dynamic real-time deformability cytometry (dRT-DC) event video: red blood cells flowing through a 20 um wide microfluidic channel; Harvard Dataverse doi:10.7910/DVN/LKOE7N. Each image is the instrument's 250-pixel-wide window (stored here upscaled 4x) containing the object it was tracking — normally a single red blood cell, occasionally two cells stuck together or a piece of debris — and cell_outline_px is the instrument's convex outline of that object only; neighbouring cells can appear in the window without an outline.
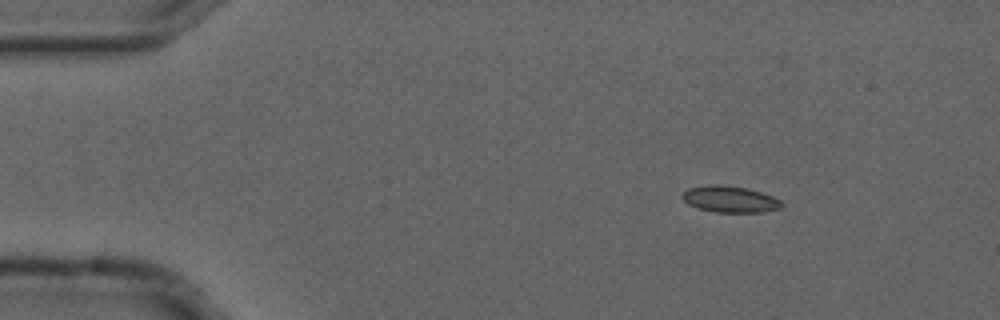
{"species": "common noctule bat (a hibernating species)", "species_latin": "Nyctalus noctula", "temperature_condition": "cold", "stored_images_in_passage": 17, "camera_frame_rate_fps": 3000, "um_per_image_px": 0.085, "animal": {"sex": "male", "forearm_length_mm": 52.5}, "frame": {"image": 1, "passage_image": 1, "time_ms": 0.0, "image_size_px": [1000, 320], "cell_outline_px": [[784, 204], [780, 208], [760, 212], [716, 212], [696, 208], [688, 204], [680, 196], [688, 188], [708, 184], [724, 184], [748, 188], [772, 196], [780, 200]], "centroid_in_image_um": [62.01, 16.92], "position_along_channel_um": 23.0, "area_um2": 15.43}}
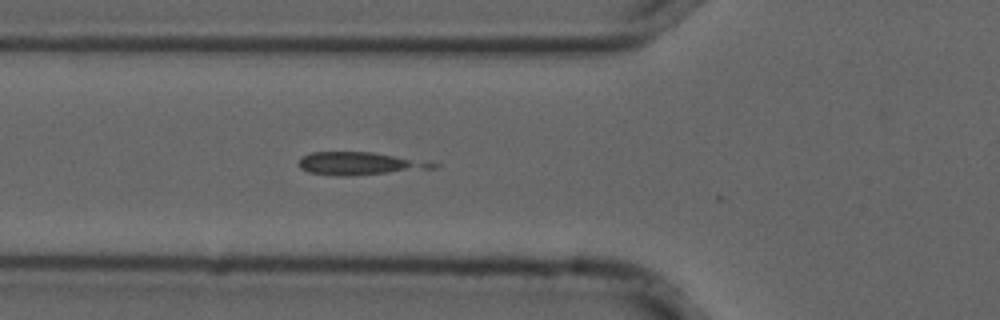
{"frame": {"image": 2, "passage_image": 13, "time_ms": 4.0, "image_size_px": [1000, 320], "cell_outline_px": [[440, 168], [388, 172], [308, 172], [300, 168], [300, 160], [304, 156], [312, 152], [372, 152], [440, 164]], "centroid_in_image_um": [30.65, 13.84], "position_along_channel_um": 95.2, "area_um2": 16.13}}
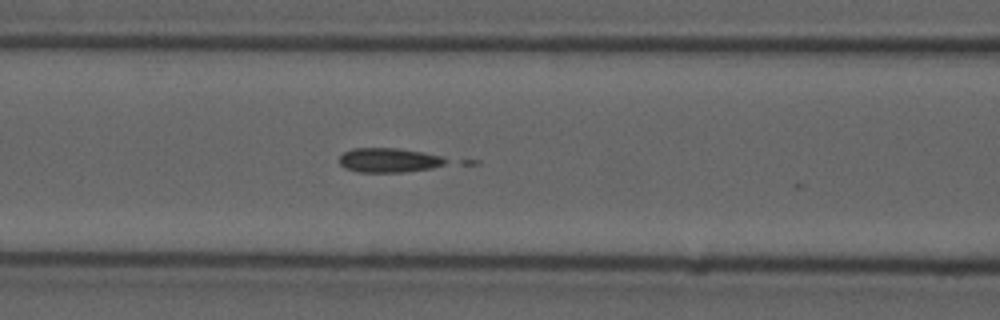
{"frame": {"image": 3, "passage_image": 16, "time_ms": 5.0, "image_size_px": [1000, 320], "cell_outline_px": [[452, 160], [444, 164], [432, 168], [404, 172], [356, 172], [344, 168], [340, 164], [340, 156], [344, 152], [352, 148], [396, 148], [424, 152], [444, 156]], "centroid_in_image_um": [33.1, 13.61], "position_along_channel_um": 133.5, "area_um2": 15.43}}